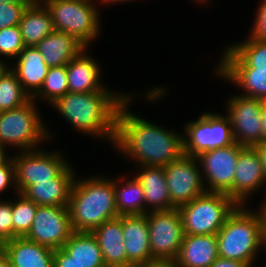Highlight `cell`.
I'll return each mask as SVG.
<instances>
[{
    "label": "cell",
    "instance_id": "6da1fadb",
    "mask_svg": "<svg viewBox=\"0 0 266 267\" xmlns=\"http://www.w3.org/2000/svg\"><path fill=\"white\" fill-rule=\"evenodd\" d=\"M133 92L119 107L113 148L136 166H166L184 155L183 133L165 128L130 110ZM156 123V124H155Z\"/></svg>",
    "mask_w": 266,
    "mask_h": 267
},
{
    "label": "cell",
    "instance_id": "7a4b0ae2",
    "mask_svg": "<svg viewBox=\"0 0 266 267\" xmlns=\"http://www.w3.org/2000/svg\"><path fill=\"white\" fill-rule=\"evenodd\" d=\"M128 92H68L51 106L71 124L72 129L113 146L117 113L120 105L132 94Z\"/></svg>",
    "mask_w": 266,
    "mask_h": 267
},
{
    "label": "cell",
    "instance_id": "3957f363",
    "mask_svg": "<svg viewBox=\"0 0 266 267\" xmlns=\"http://www.w3.org/2000/svg\"><path fill=\"white\" fill-rule=\"evenodd\" d=\"M77 176L68 205L74 232H92L102 223L119 217L113 178L104 177L103 174L87 178Z\"/></svg>",
    "mask_w": 266,
    "mask_h": 267
},
{
    "label": "cell",
    "instance_id": "277c9868",
    "mask_svg": "<svg viewBox=\"0 0 266 267\" xmlns=\"http://www.w3.org/2000/svg\"><path fill=\"white\" fill-rule=\"evenodd\" d=\"M249 205H238L216 234L219 257L254 267L265 249L261 217ZM255 210V211H254Z\"/></svg>",
    "mask_w": 266,
    "mask_h": 267
},
{
    "label": "cell",
    "instance_id": "5b68a950",
    "mask_svg": "<svg viewBox=\"0 0 266 267\" xmlns=\"http://www.w3.org/2000/svg\"><path fill=\"white\" fill-rule=\"evenodd\" d=\"M38 103L32 98L24 105L0 112V144L14 151H30L41 148L52 139ZM42 115V116H41ZM48 139V140H47Z\"/></svg>",
    "mask_w": 266,
    "mask_h": 267
},
{
    "label": "cell",
    "instance_id": "8992f818",
    "mask_svg": "<svg viewBox=\"0 0 266 267\" xmlns=\"http://www.w3.org/2000/svg\"><path fill=\"white\" fill-rule=\"evenodd\" d=\"M98 4V0H49L45 3L55 30L70 34L86 48L102 34V11Z\"/></svg>",
    "mask_w": 266,
    "mask_h": 267
},
{
    "label": "cell",
    "instance_id": "52a82bcc",
    "mask_svg": "<svg viewBox=\"0 0 266 267\" xmlns=\"http://www.w3.org/2000/svg\"><path fill=\"white\" fill-rule=\"evenodd\" d=\"M237 206L227 194L215 192L179 206L184 235H216Z\"/></svg>",
    "mask_w": 266,
    "mask_h": 267
},
{
    "label": "cell",
    "instance_id": "ba28073f",
    "mask_svg": "<svg viewBox=\"0 0 266 267\" xmlns=\"http://www.w3.org/2000/svg\"><path fill=\"white\" fill-rule=\"evenodd\" d=\"M184 128V129H183ZM182 128L184 155L197 157L201 153L235 143L229 116L218 112H203Z\"/></svg>",
    "mask_w": 266,
    "mask_h": 267
},
{
    "label": "cell",
    "instance_id": "9c48e42d",
    "mask_svg": "<svg viewBox=\"0 0 266 267\" xmlns=\"http://www.w3.org/2000/svg\"><path fill=\"white\" fill-rule=\"evenodd\" d=\"M152 265L172 264L184 238L182 217L177 208L146 214Z\"/></svg>",
    "mask_w": 266,
    "mask_h": 267
},
{
    "label": "cell",
    "instance_id": "30bf717a",
    "mask_svg": "<svg viewBox=\"0 0 266 267\" xmlns=\"http://www.w3.org/2000/svg\"><path fill=\"white\" fill-rule=\"evenodd\" d=\"M15 166V184L18 193L29 186L57 177L71 162L63 152L43 148L30 151H13Z\"/></svg>",
    "mask_w": 266,
    "mask_h": 267
},
{
    "label": "cell",
    "instance_id": "8fae6325",
    "mask_svg": "<svg viewBox=\"0 0 266 267\" xmlns=\"http://www.w3.org/2000/svg\"><path fill=\"white\" fill-rule=\"evenodd\" d=\"M242 148L243 146L235 142L197 156L207 192L224 193L232 198L236 162Z\"/></svg>",
    "mask_w": 266,
    "mask_h": 267
},
{
    "label": "cell",
    "instance_id": "7c38bea8",
    "mask_svg": "<svg viewBox=\"0 0 266 267\" xmlns=\"http://www.w3.org/2000/svg\"><path fill=\"white\" fill-rule=\"evenodd\" d=\"M223 49L213 75L239 87L242 96L266 101V71L250 68L228 45Z\"/></svg>",
    "mask_w": 266,
    "mask_h": 267
},
{
    "label": "cell",
    "instance_id": "4fadbf2b",
    "mask_svg": "<svg viewBox=\"0 0 266 267\" xmlns=\"http://www.w3.org/2000/svg\"><path fill=\"white\" fill-rule=\"evenodd\" d=\"M228 98L225 102V112L231 120L235 142L243 147H255L261 144V106L263 101L238 93Z\"/></svg>",
    "mask_w": 266,
    "mask_h": 267
},
{
    "label": "cell",
    "instance_id": "5bb4252c",
    "mask_svg": "<svg viewBox=\"0 0 266 267\" xmlns=\"http://www.w3.org/2000/svg\"><path fill=\"white\" fill-rule=\"evenodd\" d=\"M163 168L169 198L176 208L207 192L197 157L183 155Z\"/></svg>",
    "mask_w": 266,
    "mask_h": 267
},
{
    "label": "cell",
    "instance_id": "9a60e30c",
    "mask_svg": "<svg viewBox=\"0 0 266 267\" xmlns=\"http://www.w3.org/2000/svg\"><path fill=\"white\" fill-rule=\"evenodd\" d=\"M69 208L65 206H37L28 240L53 250L62 248L73 233Z\"/></svg>",
    "mask_w": 266,
    "mask_h": 267
},
{
    "label": "cell",
    "instance_id": "2e32d148",
    "mask_svg": "<svg viewBox=\"0 0 266 267\" xmlns=\"http://www.w3.org/2000/svg\"><path fill=\"white\" fill-rule=\"evenodd\" d=\"M266 186V175L255 147H243L236 162L232 199L238 205H248V199Z\"/></svg>",
    "mask_w": 266,
    "mask_h": 267
},
{
    "label": "cell",
    "instance_id": "e0dca14e",
    "mask_svg": "<svg viewBox=\"0 0 266 267\" xmlns=\"http://www.w3.org/2000/svg\"><path fill=\"white\" fill-rule=\"evenodd\" d=\"M122 232L127 267L152 266L146 214L123 215Z\"/></svg>",
    "mask_w": 266,
    "mask_h": 267
},
{
    "label": "cell",
    "instance_id": "ac0fdd59",
    "mask_svg": "<svg viewBox=\"0 0 266 267\" xmlns=\"http://www.w3.org/2000/svg\"><path fill=\"white\" fill-rule=\"evenodd\" d=\"M85 48L67 64L69 92L90 93L93 91H113L103 83V74L98 59L90 56Z\"/></svg>",
    "mask_w": 266,
    "mask_h": 267
},
{
    "label": "cell",
    "instance_id": "d6986e66",
    "mask_svg": "<svg viewBox=\"0 0 266 267\" xmlns=\"http://www.w3.org/2000/svg\"><path fill=\"white\" fill-rule=\"evenodd\" d=\"M76 175V170L70 163L57 177L33 184L22 194L38 206L68 207Z\"/></svg>",
    "mask_w": 266,
    "mask_h": 267
},
{
    "label": "cell",
    "instance_id": "ffe728a7",
    "mask_svg": "<svg viewBox=\"0 0 266 267\" xmlns=\"http://www.w3.org/2000/svg\"><path fill=\"white\" fill-rule=\"evenodd\" d=\"M9 68L16 74L24 91L33 98L41 89L50 67L35 46H25Z\"/></svg>",
    "mask_w": 266,
    "mask_h": 267
},
{
    "label": "cell",
    "instance_id": "44dd1931",
    "mask_svg": "<svg viewBox=\"0 0 266 267\" xmlns=\"http://www.w3.org/2000/svg\"><path fill=\"white\" fill-rule=\"evenodd\" d=\"M0 250L11 267H53L54 250L26 237H15L3 243Z\"/></svg>",
    "mask_w": 266,
    "mask_h": 267
},
{
    "label": "cell",
    "instance_id": "7402d4cb",
    "mask_svg": "<svg viewBox=\"0 0 266 267\" xmlns=\"http://www.w3.org/2000/svg\"><path fill=\"white\" fill-rule=\"evenodd\" d=\"M219 257L216 235H184L173 267H209Z\"/></svg>",
    "mask_w": 266,
    "mask_h": 267
},
{
    "label": "cell",
    "instance_id": "603a6c76",
    "mask_svg": "<svg viewBox=\"0 0 266 267\" xmlns=\"http://www.w3.org/2000/svg\"><path fill=\"white\" fill-rule=\"evenodd\" d=\"M139 167V168H138ZM135 177L144 190L145 214L176 208L169 198L163 166H137Z\"/></svg>",
    "mask_w": 266,
    "mask_h": 267
},
{
    "label": "cell",
    "instance_id": "cb8c5ba5",
    "mask_svg": "<svg viewBox=\"0 0 266 267\" xmlns=\"http://www.w3.org/2000/svg\"><path fill=\"white\" fill-rule=\"evenodd\" d=\"M91 233L97 239L106 267H127L122 216L102 223Z\"/></svg>",
    "mask_w": 266,
    "mask_h": 267
},
{
    "label": "cell",
    "instance_id": "d4e9b609",
    "mask_svg": "<svg viewBox=\"0 0 266 267\" xmlns=\"http://www.w3.org/2000/svg\"><path fill=\"white\" fill-rule=\"evenodd\" d=\"M49 67L67 65L86 47L70 34L54 30L36 46Z\"/></svg>",
    "mask_w": 266,
    "mask_h": 267
},
{
    "label": "cell",
    "instance_id": "484cf974",
    "mask_svg": "<svg viewBox=\"0 0 266 267\" xmlns=\"http://www.w3.org/2000/svg\"><path fill=\"white\" fill-rule=\"evenodd\" d=\"M25 46H36L55 28L45 4L30 3L18 24Z\"/></svg>",
    "mask_w": 266,
    "mask_h": 267
},
{
    "label": "cell",
    "instance_id": "4316f807",
    "mask_svg": "<svg viewBox=\"0 0 266 267\" xmlns=\"http://www.w3.org/2000/svg\"><path fill=\"white\" fill-rule=\"evenodd\" d=\"M126 176L122 175L120 178H113L117 214L118 216L144 215L145 199L143 187L134 175L132 178H126Z\"/></svg>",
    "mask_w": 266,
    "mask_h": 267
},
{
    "label": "cell",
    "instance_id": "83f0119b",
    "mask_svg": "<svg viewBox=\"0 0 266 267\" xmlns=\"http://www.w3.org/2000/svg\"><path fill=\"white\" fill-rule=\"evenodd\" d=\"M62 249L83 267H106L97 239L91 232H73Z\"/></svg>",
    "mask_w": 266,
    "mask_h": 267
},
{
    "label": "cell",
    "instance_id": "f1b7e54d",
    "mask_svg": "<svg viewBox=\"0 0 266 267\" xmlns=\"http://www.w3.org/2000/svg\"><path fill=\"white\" fill-rule=\"evenodd\" d=\"M68 92L67 65L50 67L41 89L32 99L36 103L42 100L51 106Z\"/></svg>",
    "mask_w": 266,
    "mask_h": 267
},
{
    "label": "cell",
    "instance_id": "f546056e",
    "mask_svg": "<svg viewBox=\"0 0 266 267\" xmlns=\"http://www.w3.org/2000/svg\"><path fill=\"white\" fill-rule=\"evenodd\" d=\"M30 99L16 74L8 68L0 77V112L20 107Z\"/></svg>",
    "mask_w": 266,
    "mask_h": 267
},
{
    "label": "cell",
    "instance_id": "4dcf8cb0",
    "mask_svg": "<svg viewBox=\"0 0 266 267\" xmlns=\"http://www.w3.org/2000/svg\"><path fill=\"white\" fill-rule=\"evenodd\" d=\"M238 42V43H237ZM229 43V47L256 71H266V40L247 37L244 41Z\"/></svg>",
    "mask_w": 266,
    "mask_h": 267
},
{
    "label": "cell",
    "instance_id": "1f68e13d",
    "mask_svg": "<svg viewBox=\"0 0 266 267\" xmlns=\"http://www.w3.org/2000/svg\"><path fill=\"white\" fill-rule=\"evenodd\" d=\"M14 195L17 199H12L13 238L25 237L31 229L38 205L21 193Z\"/></svg>",
    "mask_w": 266,
    "mask_h": 267
},
{
    "label": "cell",
    "instance_id": "d6a6232c",
    "mask_svg": "<svg viewBox=\"0 0 266 267\" xmlns=\"http://www.w3.org/2000/svg\"><path fill=\"white\" fill-rule=\"evenodd\" d=\"M25 47L19 26L0 29V58L11 63Z\"/></svg>",
    "mask_w": 266,
    "mask_h": 267
},
{
    "label": "cell",
    "instance_id": "836d02e7",
    "mask_svg": "<svg viewBox=\"0 0 266 267\" xmlns=\"http://www.w3.org/2000/svg\"><path fill=\"white\" fill-rule=\"evenodd\" d=\"M29 4L0 3V29L18 25Z\"/></svg>",
    "mask_w": 266,
    "mask_h": 267
},
{
    "label": "cell",
    "instance_id": "e575fe53",
    "mask_svg": "<svg viewBox=\"0 0 266 267\" xmlns=\"http://www.w3.org/2000/svg\"><path fill=\"white\" fill-rule=\"evenodd\" d=\"M13 239L12 200L0 199V246Z\"/></svg>",
    "mask_w": 266,
    "mask_h": 267
},
{
    "label": "cell",
    "instance_id": "d590c367",
    "mask_svg": "<svg viewBox=\"0 0 266 267\" xmlns=\"http://www.w3.org/2000/svg\"><path fill=\"white\" fill-rule=\"evenodd\" d=\"M249 37L266 40V0L259 1Z\"/></svg>",
    "mask_w": 266,
    "mask_h": 267
},
{
    "label": "cell",
    "instance_id": "8d00e7d4",
    "mask_svg": "<svg viewBox=\"0 0 266 267\" xmlns=\"http://www.w3.org/2000/svg\"><path fill=\"white\" fill-rule=\"evenodd\" d=\"M12 186V187H11ZM9 188L17 194L15 184V166L12 157L2 166H0V199H4L1 195Z\"/></svg>",
    "mask_w": 266,
    "mask_h": 267
},
{
    "label": "cell",
    "instance_id": "74e56055",
    "mask_svg": "<svg viewBox=\"0 0 266 267\" xmlns=\"http://www.w3.org/2000/svg\"><path fill=\"white\" fill-rule=\"evenodd\" d=\"M53 267H83L73 260L62 248L54 250Z\"/></svg>",
    "mask_w": 266,
    "mask_h": 267
},
{
    "label": "cell",
    "instance_id": "f35d334b",
    "mask_svg": "<svg viewBox=\"0 0 266 267\" xmlns=\"http://www.w3.org/2000/svg\"><path fill=\"white\" fill-rule=\"evenodd\" d=\"M209 267H250V266L242 261H236L218 257Z\"/></svg>",
    "mask_w": 266,
    "mask_h": 267
},
{
    "label": "cell",
    "instance_id": "ab89813d",
    "mask_svg": "<svg viewBox=\"0 0 266 267\" xmlns=\"http://www.w3.org/2000/svg\"><path fill=\"white\" fill-rule=\"evenodd\" d=\"M264 193H266V189H265ZM256 210H257V212L259 213V215L261 217L262 232H263L264 239H265L264 240V242H265L264 251H266V194H265V197H264L262 203L260 205H258V208Z\"/></svg>",
    "mask_w": 266,
    "mask_h": 267
},
{
    "label": "cell",
    "instance_id": "60d3db41",
    "mask_svg": "<svg viewBox=\"0 0 266 267\" xmlns=\"http://www.w3.org/2000/svg\"><path fill=\"white\" fill-rule=\"evenodd\" d=\"M264 168V172L266 175V141H263L261 144L255 146Z\"/></svg>",
    "mask_w": 266,
    "mask_h": 267
},
{
    "label": "cell",
    "instance_id": "b9f144b4",
    "mask_svg": "<svg viewBox=\"0 0 266 267\" xmlns=\"http://www.w3.org/2000/svg\"><path fill=\"white\" fill-rule=\"evenodd\" d=\"M262 142L266 141V101L261 106Z\"/></svg>",
    "mask_w": 266,
    "mask_h": 267
},
{
    "label": "cell",
    "instance_id": "7bdbcfd3",
    "mask_svg": "<svg viewBox=\"0 0 266 267\" xmlns=\"http://www.w3.org/2000/svg\"><path fill=\"white\" fill-rule=\"evenodd\" d=\"M7 149L9 150V148L0 144V166L4 165L12 157L11 154L9 155Z\"/></svg>",
    "mask_w": 266,
    "mask_h": 267
},
{
    "label": "cell",
    "instance_id": "ee69618b",
    "mask_svg": "<svg viewBox=\"0 0 266 267\" xmlns=\"http://www.w3.org/2000/svg\"><path fill=\"white\" fill-rule=\"evenodd\" d=\"M131 1H135V0H98V3H99V5H101V7L104 5H106V6H110L111 4L113 5H115V4H118V3H128V2H131ZM138 1V0H137Z\"/></svg>",
    "mask_w": 266,
    "mask_h": 267
},
{
    "label": "cell",
    "instance_id": "f6af8a7d",
    "mask_svg": "<svg viewBox=\"0 0 266 267\" xmlns=\"http://www.w3.org/2000/svg\"><path fill=\"white\" fill-rule=\"evenodd\" d=\"M0 267H11L9 259L0 250Z\"/></svg>",
    "mask_w": 266,
    "mask_h": 267
},
{
    "label": "cell",
    "instance_id": "bcb514c9",
    "mask_svg": "<svg viewBox=\"0 0 266 267\" xmlns=\"http://www.w3.org/2000/svg\"><path fill=\"white\" fill-rule=\"evenodd\" d=\"M9 62L0 58V77L9 68Z\"/></svg>",
    "mask_w": 266,
    "mask_h": 267
},
{
    "label": "cell",
    "instance_id": "7dc6e473",
    "mask_svg": "<svg viewBox=\"0 0 266 267\" xmlns=\"http://www.w3.org/2000/svg\"><path fill=\"white\" fill-rule=\"evenodd\" d=\"M0 3L30 4L29 0H0Z\"/></svg>",
    "mask_w": 266,
    "mask_h": 267
},
{
    "label": "cell",
    "instance_id": "c3c4849f",
    "mask_svg": "<svg viewBox=\"0 0 266 267\" xmlns=\"http://www.w3.org/2000/svg\"><path fill=\"white\" fill-rule=\"evenodd\" d=\"M192 2H195V4L197 5H206V6H209L208 4H210V1L212 0H191ZM199 3V4H198Z\"/></svg>",
    "mask_w": 266,
    "mask_h": 267
},
{
    "label": "cell",
    "instance_id": "681fc988",
    "mask_svg": "<svg viewBox=\"0 0 266 267\" xmlns=\"http://www.w3.org/2000/svg\"><path fill=\"white\" fill-rule=\"evenodd\" d=\"M143 267H173L172 264H155L152 266H143Z\"/></svg>",
    "mask_w": 266,
    "mask_h": 267
},
{
    "label": "cell",
    "instance_id": "f907efd6",
    "mask_svg": "<svg viewBox=\"0 0 266 267\" xmlns=\"http://www.w3.org/2000/svg\"><path fill=\"white\" fill-rule=\"evenodd\" d=\"M48 1L49 0H29L30 3H34V4H45Z\"/></svg>",
    "mask_w": 266,
    "mask_h": 267
}]
</instances>
